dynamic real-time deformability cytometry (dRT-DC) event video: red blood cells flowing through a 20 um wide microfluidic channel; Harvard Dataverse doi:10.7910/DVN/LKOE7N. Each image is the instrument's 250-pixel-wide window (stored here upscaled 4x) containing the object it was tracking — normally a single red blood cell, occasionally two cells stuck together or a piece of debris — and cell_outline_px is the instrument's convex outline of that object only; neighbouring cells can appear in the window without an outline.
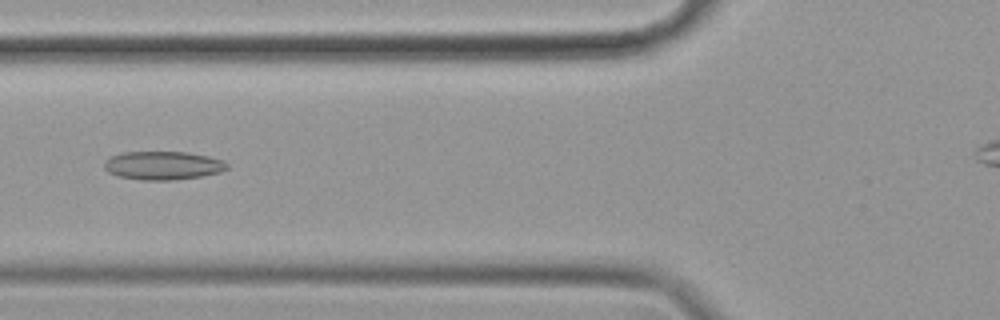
{"species": "common noctule bat (a hibernating species)", "species_latin": "Nyctalus noctula", "temperature_condition": "cold", "stored_images_in_passage": 53, "camera_frame_rate_fps": 3000, "um_per_image_px": 0.085, "animal": {"sex": "female", "body_mass_g": 19.9}, "frame": {"image": 1, "passage_image": 22, "time_ms": 7.0, "image_size_px": [1000, 320], "cell_outline_px": [[228, 168], [220, 172], [200, 176], [172, 180], [140, 180], [116, 176], [108, 172], [104, 168], [104, 160], [112, 156], [124, 152], [188, 152], [208, 156], [224, 160], [228, 164]], "centroid_in_image_um": [13.84, 14.07], "position_along_channel_um": 112.0, "area_um2": 20.46}}
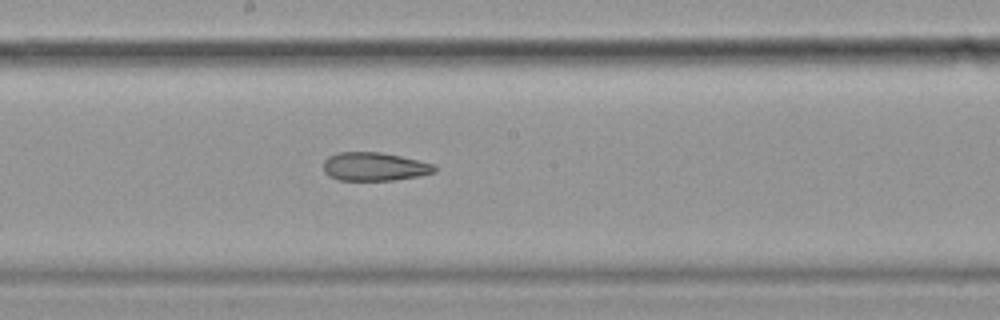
{"frame": {"image": 2, "passage_image": 31, "time_ms": 10.0, "image_size_px": [1000, 320], "cell_outline_px": [[436, 172], [420, 176], [392, 180], [340, 180], [328, 176], [324, 172], [324, 160], [328, 156], [336, 152], [380, 152], [400, 156], [432, 164], [436, 168]], "centroid_in_image_um": [31.79, 14.16], "position_along_channel_um": 216.4, "area_um2": 18.38}}
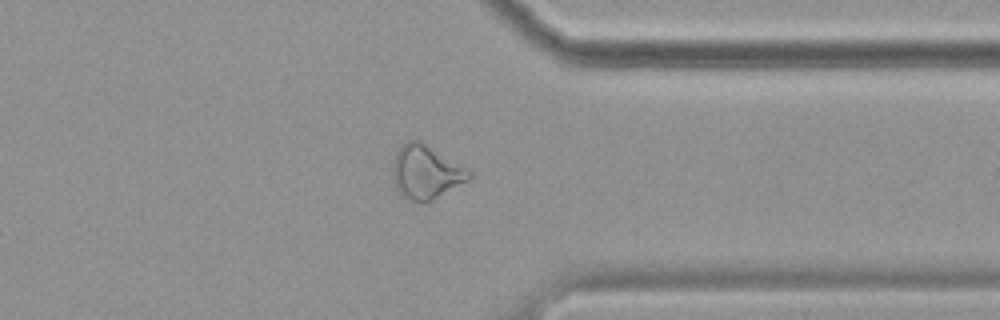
{"frame": {"image": 3, "passage_image": 45, "time_ms": 14.667, "image_size_px": [1000, 320], "cell_outline_px": [[472, 176], [468, 180], [432, 200], [408, 200], [400, 196], [396, 192], [392, 176], [392, 160], [396, 152], [408, 140], [420, 140], [472, 172]], "centroid_in_image_um": [36.14, 14.63], "position_along_channel_um": 375.3, "area_um2": 23.7}, "authors_computed_cell_mechanics": {"area_um2": 22.542, "velocity_mm_per_s": 3.4906, "shape_relaxation_time_tau1_ms": null, "shape_relaxation_time_tau2_ms": 5.78, "deformation_change_tau1": null, "deformation_change_tau2": 0.1524}}